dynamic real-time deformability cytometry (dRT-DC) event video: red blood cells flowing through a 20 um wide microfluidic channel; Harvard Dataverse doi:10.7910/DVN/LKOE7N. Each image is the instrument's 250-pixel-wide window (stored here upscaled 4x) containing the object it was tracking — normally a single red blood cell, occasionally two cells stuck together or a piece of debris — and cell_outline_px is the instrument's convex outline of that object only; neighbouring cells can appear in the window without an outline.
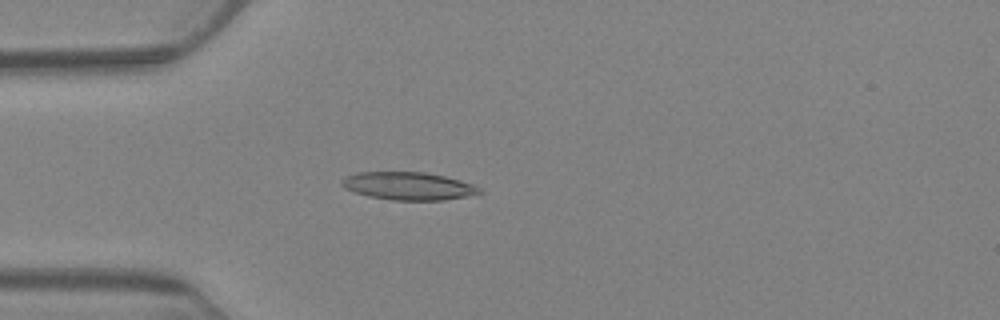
{"species": "Egyptian fruit bat (a non-hibernating species)", "species_latin": "Rousettus aegyptiacus", "temperature_condition": "warm", "stored_images_in_passage": 5, "camera_frame_rate_fps": 3000, "um_per_image_px": 0.085, "animal": {"sex": "female"}, "frame": {"image": 1, "passage_image": 5, "time_ms": 5.333, "image_size_px": [1000, 320], "cell_outline_px": [[484, 192], [468, 196], [444, 200], [392, 200], [368, 196], [344, 188], [340, 184], [340, 180], [348, 176], [360, 172], [424, 172], [444, 176], [460, 180], [472, 184], [480, 188]], "centroid_in_image_um": [34.72, 15.81], "position_along_channel_um": 50.3, "area_um2": 22.25}}